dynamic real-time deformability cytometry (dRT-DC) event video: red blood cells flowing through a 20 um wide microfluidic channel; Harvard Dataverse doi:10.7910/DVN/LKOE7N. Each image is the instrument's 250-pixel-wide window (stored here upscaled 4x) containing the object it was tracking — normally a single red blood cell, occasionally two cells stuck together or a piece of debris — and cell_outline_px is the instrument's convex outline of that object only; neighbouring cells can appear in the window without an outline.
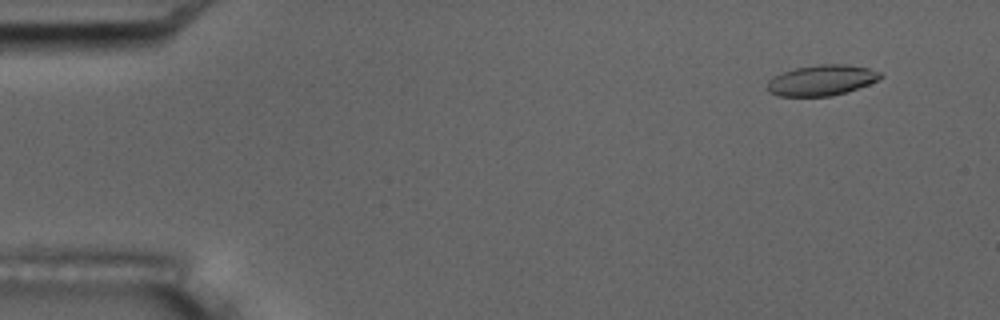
{"species": "common noctule bat (a hibernating species)", "species_latin": "Nyctalus noctula", "temperature_condition": "room temperature", "stored_images_in_passage": 7, "camera_frame_rate_fps": 3000, "um_per_image_px": 0.085, "animal": {"sex": "male", "body_mass_g": 17.5, "forearm_length_mm": 52.3}, "frame": {"image": 1, "passage_image": 2, "time_ms": 1.0, "image_size_px": [1000, 320], "cell_outline_px": [[884, 76], [868, 84], [848, 92], [832, 96], [780, 96], [768, 92], [764, 88], [768, 80], [784, 72], [796, 68], [820, 64], [844, 64], [868, 68], [880, 72]], "centroid_in_image_um": [69.82, 6.83], "position_along_channel_um": 15.2, "area_um2": 20.17}}
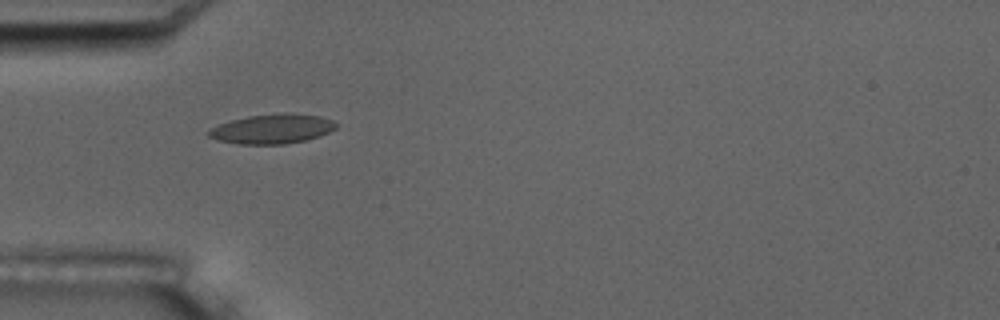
{"frame": {"image": 2, "passage_image": 5, "time_ms": 5.333, "image_size_px": [1000, 320], "cell_outline_px": [[336, 128], [320, 136], [304, 140], [284, 144], [240, 144], [216, 140], [208, 136], [204, 132], [220, 124], [232, 120], [248, 116], [284, 112], [320, 116], [332, 120], [336, 124]], "centroid_in_image_um": [23.11, 10.95], "position_along_channel_um": 61.9, "area_um2": 21.91}}